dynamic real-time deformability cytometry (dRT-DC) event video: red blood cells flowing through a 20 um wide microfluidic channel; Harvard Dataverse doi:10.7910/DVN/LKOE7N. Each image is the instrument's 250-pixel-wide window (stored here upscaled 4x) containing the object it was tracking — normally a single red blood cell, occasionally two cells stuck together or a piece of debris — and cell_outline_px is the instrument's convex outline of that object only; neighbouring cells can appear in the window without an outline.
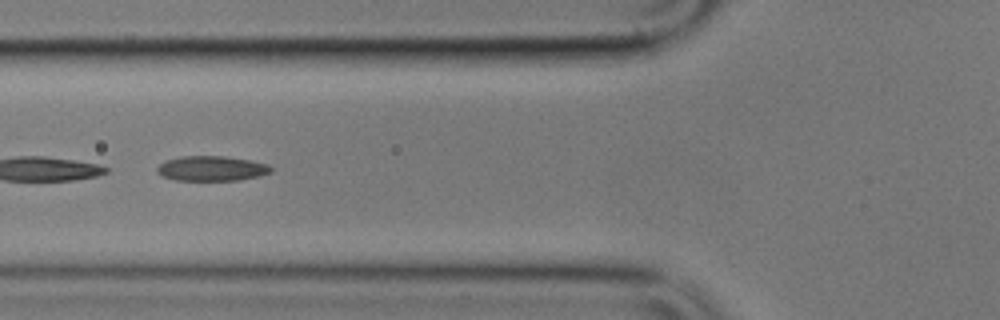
{"species": "common noctule bat (a hibernating species)", "species_latin": "Nyctalus noctula", "temperature_condition": "cold", "stored_images_in_passage": 41, "segment_of_instrument_passage": [2, 2], "camera_frame_rate_fps": 3000, "um_per_image_px": 0.085, "animal": {"sex": "male", "body_mass_g": 17.9}, "frame": {"image": 1, "passage_image": 20, "time_ms": 6.333, "image_size_px": [1000, 320], "cell_outline_px": [[272, 172], [260, 176], [240, 180], [176, 180], [164, 176], [156, 172], [156, 168], [164, 160], [180, 156], [224, 156], [252, 160], [268, 164], [272, 168]], "centroid_in_image_um": [18.0, 14.31], "position_along_channel_um": 107.8, "area_um2": 16.7}}
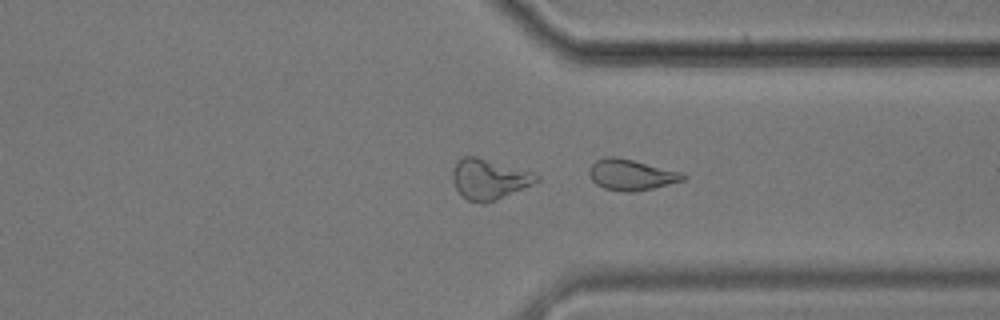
{"frame": {"image": 2, "passage_image": 41, "time_ms": 13.333, "image_size_px": [1000, 320], "cell_outline_px": [[688, 176], [684, 180], [652, 188], [632, 192], [624, 192], [604, 188], [596, 184], [588, 176], [588, 168], [596, 160], [604, 156], [616, 156], [684, 172]], "centroid_in_image_um": [53.64, 14.84], "position_along_channel_um": 357.8, "area_um2": 17.11}}